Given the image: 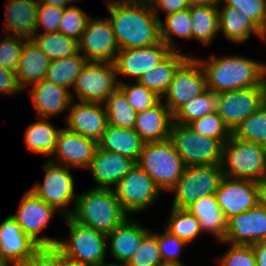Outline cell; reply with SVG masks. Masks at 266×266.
I'll return each instance as SVG.
<instances>
[{"label": "cell", "mask_w": 266, "mask_h": 266, "mask_svg": "<svg viewBox=\"0 0 266 266\" xmlns=\"http://www.w3.org/2000/svg\"><path fill=\"white\" fill-rule=\"evenodd\" d=\"M119 50L152 46L160 41L159 19L146 3H106Z\"/></svg>", "instance_id": "obj_1"}, {"label": "cell", "mask_w": 266, "mask_h": 266, "mask_svg": "<svg viewBox=\"0 0 266 266\" xmlns=\"http://www.w3.org/2000/svg\"><path fill=\"white\" fill-rule=\"evenodd\" d=\"M196 59L204 70L207 89L216 94L259 86L266 80V64L249 57L230 55Z\"/></svg>", "instance_id": "obj_2"}, {"label": "cell", "mask_w": 266, "mask_h": 266, "mask_svg": "<svg viewBox=\"0 0 266 266\" xmlns=\"http://www.w3.org/2000/svg\"><path fill=\"white\" fill-rule=\"evenodd\" d=\"M79 194L71 215L75 221L107 235L127 219L113 189L92 188Z\"/></svg>", "instance_id": "obj_3"}, {"label": "cell", "mask_w": 266, "mask_h": 266, "mask_svg": "<svg viewBox=\"0 0 266 266\" xmlns=\"http://www.w3.org/2000/svg\"><path fill=\"white\" fill-rule=\"evenodd\" d=\"M64 219L69 226L70 240L61 237L54 249L66 259L87 266L106 262L107 235L75 221L71 216Z\"/></svg>", "instance_id": "obj_4"}, {"label": "cell", "mask_w": 266, "mask_h": 266, "mask_svg": "<svg viewBox=\"0 0 266 266\" xmlns=\"http://www.w3.org/2000/svg\"><path fill=\"white\" fill-rule=\"evenodd\" d=\"M223 176L260 181L266 178V147L231 134L223 144Z\"/></svg>", "instance_id": "obj_5"}, {"label": "cell", "mask_w": 266, "mask_h": 266, "mask_svg": "<svg viewBox=\"0 0 266 266\" xmlns=\"http://www.w3.org/2000/svg\"><path fill=\"white\" fill-rule=\"evenodd\" d=\"M161 191L169 192L183 174L185 164L170 139L144 143L137 163Z\"/></svg>", "instance_id": "obj_6"}, {"label": "cell", "mask_w": 266, "mask_h": 266, "mask_svg": "<svg viewBox=\"0 0 266 266\" xmlns=\"http://www.w3.org/2000/svg\"><path fill=\"white\" fill-rule=\"evenodd\" d=\"M185 166L221 165L223 144L196 133L187 125L173 122L169 138Z\"/></svg>", "instance_id": "obj_7"}, {"label": "cell", "mask_w": 266, "mask_h": 266, "mask_svg": "<svg viewBox=\"0 0 266 266\" xmlns=\"http://www.w3.org/2000/svg\"><path fill=\"white\" fill-rule=\"evenodd\" d=\"M69 167L51 162L49 159L43 166L45 177L42 183H36L30 190L59 212L60 217L72 215L78 194L75 195L74 178ZM69 210L66 206L72 204ZM66 207V208H65Z\"/></svg>", "instance_id": "obj_8"}, {"label": "cell", "mask_w": 266, "mask_h": 266, "mask_svg": "<svg viewBox=\"0 0 266 266\" xmlns=\"http://www.w3.org/2000/svg\"><path fill=\"white\" fill-rule=\"evenodd\" d=\"M222 178L221 165L186 166L169 191L175 193L172 207L187 209L198 198L215 195Z\"/></svg>", "instance_id": "obj_9"}, {"label": "cell", "mask_w": 266, "mask_h": 266, "mask_svg": "<svg viewBox=\"0 0 266 266\" xmlns=\"http://www.w3.org/2000/svg\"><path fill=\"white\" fill-rule=\"evenodd\" d=\"M266 102V80L259 86L216 94V112L233 132Z\"/></svg>", "instance_id": "obj_10"}, {"label": "cell", "mask_w": 266, "mask_h": 266, "mask_svg": "<svg viewBox=\"0 0 266 266\" xmlns=\"http://www.w3.org/2000/svg\"><path fill=\"white\" fill-rule=\"evenodd\" d=\"M117 75L114 62L87 61L72 89L78 101L103 103L119 88Z\"/></svg>", "instance_id": "obj_11"}, {"label": "cell", "mask_w": 266, "mask_h": 266, "mask_svg": "<svg viewBox=\"0 0 266 266\" xmlns=\"http://www.w3.org/2000/svg\"><path fill=\"white\" fill-rule=\"evenodd\" d=\"M58 211L46 204L30 189L22 196L15 214L11 215L23 232L40 247L55 248L59 239L42 236L40 233L48 226ZM41 235V236H40Z\"/></svg>", "instance_id": "obj_12"}, {"label": "cell", "mask_w": 266, "mask_h": 266, "mask_svg": "<svg viewBox=\"0 0 266 266\" xmlns=\"http://www.w3.org/2000/svg\"><path fill=\"white\" fill-rule=\"evenodd\" d=\"M113 190L128 214L148 209L161 192L154 180L138 164L128 171Z\"/></svg>", "instance_id": "obj_13"}, {"label": "cell", "mask_w": 266, "mask_h": 266, "mask_svg": "<svg viewBox=\"0 0 266 266\" xmlns=\"http://www.w3.org/2000/svg\"><path fill=\"white\" fill-rule=\"evenodd\" d=\"M207 89L206 76L199 61L190 56L175 72L166 93L161 99L174 114L189 100Z\"/></svg>", "instance_id": "obj_14"}, {"label": "cell", "mask_w": 266, "mask_h": 266, "mask_svg": "<svg viewBox=\"0 0 266 266\" xmlns=\"http://www.w3.org/2000/svg\"><path fill=\"white\" fill-rule=\"evenodd\" d=\"M78 46L79 53L87 61L114 62L119 51L115 34L107 18H89Z\"/></svg>", "instance_id": "obj_15"}, {"label": "cell", "mask_w": 266, "mask_h": 266, "mask_svg": "<svg viewBox=\"0 0 266 266\" xmlns=\"http://www.w3.org/2000/svg\"><path fill=\"white\" fill-rule=\"evenodd\" d=\"M97 148V141L64 127L61 128L55 151L52 154L58 160L50 159V161L69 168L88 169Z\"/></svg>", "instance_id": "obj_16"}, {"label": "cell", "mask_w": 266, "mask_h": 266, "mask_svg": "<svg viewBox=\"0 0 266 266\" xmlns=\"http://www.w3.org/2000/svg\"><path fill=\"white\" fill-rule=\"evenodd\" d=\"M217 203L227 219L255 207L256 181L223 176L215 193Z\"/></svg>", "instance_id": "obj_17"}, {"label": "cell", "mask_w": 266, "mask_h": 266, "mask_svg": "<svg viewBox=\"0 0 266 266\" xmlns=\"http://www.w3.org/2000/svg\"><path fill=\"white\" fill-rule=\"evenodd\" d=\"M171 51L161 40L148 47L121 49L114 61L117 74L133 77L137 81Z\"/></svg>", "instance_id": "obj_18"}, {"label": "cell", "mask_w": 266, "mask_h": 266, "mask_svg": "<svg viewBox=\"0 0 266 266\" xmlns=\"http://www.w3.org/2000/svg\"><path fill=\"white\" fill-rule=\"evenodd\" d=\"M69 109L67 129L98 142L109 125L103 103L72 100Z\"/></svg>", "instance_id": "obj_19"}, {"label": "cell", "mask_w": 266, "mask_h": 266, "mask_svg": "<svg viewBox=\"0 0 266 266\" xmlns=\"http://www.w3.org/2000/svg\"><path fill=\"white\" fill-rule=\"evenodd\" d=\"M266 240V208L257 204L228 219L226 237L222 244L253 245Z\"/></svg>", "instance_id": "obj_20"}, {"label": "cell", "mask_w": 266, "mask_h": 266, "mask_svg": "<svg viewBox=\"0 0 266 266\" xmlns=\"http://www.w3.org/2000/svg\"><path fill=\"white\" fill-rule=\"evenodd\" d=\"M29 88L32 105L38 117L51 118L69 109L73 94L65 87L43 79Z\"/></svg>", "instance_id": "obj_21"}, {"label": "cell", "mask_w": 266, "mask_h": 266, "mask_svg": "<svg viewBox=\"0 0 266 266\" xmlns=\"http://www.w3.org/2000/svg\"><path fill=\"white\" fill-rule=\"evenodd\" d=\"M136 163L129 157L97 148L88 169L97 187L113 189Z\"/></svg>", "instance_id": "obj_22"}, {"label": "cell", "mask_w": 266, "mask_h": 266, "mask_svg": "<svg viewBox=\"0 0 266 266\" xmlns=\"http://www.w3.org/2000/svg\"><path fill=\"white\" fill-rule=\"evenodd\" d=\"M173 114L162 99L153 107L137 113L134 130L144 143L165 141L170 138Z\"/></svg>", "instance_id": "obj_23"}, {"label": "cell", "mask_w": 266, "mask_h": 266, "mask_svg": "<svg viewBox=\"0 0 266 266\" xmlns=\"http://www.w3.org/2000/svg\"><path fill=\"white\" fill-rule=\"evenodd\" d=\"M149 231L138 222L127 218L107 234V249L116 263L127 264Z\"/></svg>", "instance_id": "obj_24"}, {"label": "cell", "mask_w": 266, "mask_h": 266, "mask_svg": "<svg viewBox=\"0 0 266 266\" xmlns=\"http://www.w3.org/2000/svg\"><path fill=\"white\" fill-rule=\"evenodd\" d=\"M36 0H8L5 8V34L31 39L36 33Z\"/></svg>", "instance_id": "obj_25"}, {"label": "cell", "mask_w": 266, "mask_h": 266, "mask_svg": "<svg viewBox=\"0 0 266 266\" xmlns=\"http://www.w3.org/2000/svg\"><path fill=\"white\" fill-rule=\"evenodd\" d=\"M217 4L219 12V32H223L225 38L239 44L247 41L251 33L266 40V34L247 15L231 6ZM222 7V8H221ZM221 8V9H220Z\"/></svg>", "instance_id": "obj_26"}, {"label": "cell", "mask_w": 266, "mask_h": 266, "mask_svg": "<svg viewBox=\"0 0 266 266\" xmlns=\"http://www.w3.org/2000/svg\"><path fill=\"white\" fill-rule=\"evenodd\" d=\"M186 210L197 218L202 232L212 233L218 241H224L228 219L220 209L216 195L202 196Z\"/></svg>", "instance_id": "obj_27"}, {"label": "cell", "mask_w": 266, "mask_h": 266, "mask_svg": "<svg viewBox=\"0 0 266 266\" xmlns=\"http://www.w3.org/2000/svg\"><path fill=\"white\" fill-rule=\"evenodd\" d=\"M40 246L26 235L10 215L0 224V254L9 262L31 255Z\"/></svg>", "instance_id": "obj_28"}, {"label": "cell", "mask_w": 266, "mask_h": 266, "mask_svg": "<svg viewBox=\"0 0 266 266\" xmlns=\"http://www.w3.org/2000/svg\"><path fill=\"white\" fill-rule=\"evenodd\" d=\"M51 60L29 39L21 52L19 65L15 71L19 87L23 90L45 78Z\"/></svg>", "instance_id": "obj_29"}, {"label": "cell", "mask_w": 266, "mask_h": 266, "mask_svg": "<svg viewBox=\"0 0 266 266\" xmlns=\"http://www.w3.org/2000/svg\"><path fill=\"white\" fill-rule=\"evenodd\" d=\"M178 51L172 50L163 60L153 66L149 72L142 74L137 82L154 91L162 98L168 90L177 69L190 57V55Z\"/></svg>", "instance_id": "obj_30"}, {"label": "cell", "mask_w": 266, "mask_h": 266, "mask_svg": "<svg viewBox=\"0 0 266 266\" xmlns=\"http://www.w3.org/2000/svg\"><path fill=\"white\" fill-rule=\"evenodd\" d=\"M143 145L144 142L134 129H124L112 125L107 126L98 141V148L129 157L135 163L140 157Z\"/></svg>", "instance_id": "obj_31"}, {"label": "cell", "mask_w": 266, "mask_h": 266, "mask_svg": "<svg viewBox=\"0 0 266 266\" xmlns=\"http://www.w3.org/2000/svg\"><path fill=\"white\" fill-rule=\"evenodd\" d=\"M38 120L25 129V145L35 154H41L47 157L52 156L61 129L55 128L49 122V118L38 117Z\"/></svg>", "instance_id": "obj_32"}, {"label": "cell", "mask_w": 266, "mask_h": 266, "mask_svg": "<svg viewBox=\"0 0 266 266\" xmlns=\"http://www.w3.org/2000/svg\"><path fill=\"white\" fill-rule=\"evenodd\" d=\"M192 39L210 45L219 34V12L217 4L190 6Z\"/></svg>", "instance_id": "obj_33"}, {"label": "cell", "mask_w": 266, "mask_h": 266, "mask_svg": "<svg viewBox=\"0 0 266 266\" xmlns=\"http://www.w3.org/2000/svg\"><path fill=\"white\" fill-rule=\"evenodd\" d=\"M31 40L51 61L79 52L78 41L61 32L35 33Z\"/></svg>", "instance_id": "obj_34"}, {"label": "cell", "mask_w": 266, "mask_h": 266, "mask_svg": "<svg viewBox=\"0 0 266 266\" xmlns=\"http://www.w3.org/2000/svg\"><path fill=\"white\" fill-rule=\"evenodd\" d=\"M86 62L87 60L79 52L69 57L52 60L44 79L70 90Z\"/></svg>", "instance_id": "obj_35"}, {"label": "cell", "mask_w": 266, "mask_h": 266, "mask_svg": "<svg viewBox=\"0 0 266 266\" xmlns=\"http://www.w3.org/2000/svg\"><path fill=\"white\" fill-rule=\"evenodd\" d=\"M160 40L171 50L178 48L173 40V36L182 39L192 40V19L190 8L181 10L165 17V21H159Z\"/></svg>", "instance_id": "obj_36"}, {"label": "cell", "mask_w": 266, "mask_h": 266, "mask_svg": "<svg viewBox=\"0 0 266 266\" xmlns=\"http://www.w3.org/2000/svg\"><path fill=\"white\" fill-rule=\"evenodd\" d=\"M109 125L134 129L137 112L130 106L125 94L118 88L103 102Z\"/></svg>", "instance_id": "obj_37"}, {"label": "cell", "mask_w": 266, "mask_h": 266, "mask_svg": "<svg viewBox=\"0 0 266 266\" xmlns=\"http://www.w3.org/2000/svg\"><path fill=\"white\" fill-rule=\"evenodd\" d=\"M214 111H216V93L206 89L180 107L173 114V122L188 125L190 122Z\"/></svg>", "instance_id": "obj_38"}, {"label": "cell", "mask_w": 266, "mask_h": 266, "mask_svg": "<svg viewBox=\"0 0 266 266\" xmlns=\"http://www.w3.org/2000/svg\"><path fill=\"white\" fill-rule=\"evenodd\" d=\"M165 229L188 244L202 234L199 221L186 209L171 207Z\"/></svg>", "instance_id": "obj_39"}, {"label": "cell", "mask_w": 266, "mask_h": 266, "mask_svg": "<svg viewBox=\"0 0 266 266\" xmlns=\"http://www.w3.org/2000/svg\"><path fill=\"white\" fill-rule=\"evenodd\" d=\"M232 134L239 139L266 147V102L242 121Z\"/></svg>", "instance_id": "obj_40"}, {"label": "cell", "mask_w": 266, "mask_h": 266, "mask_svg": "<svg viewBox=\"0 0 266 266\" xmlns=\"http://www.w3.org/2000/svg\"><path fill=\"white\" fill-rule=\"evenodd\" d=\"M119 89L125 94L130 106L137 112H142L145 109L156 105L160 100L154 91L147 89L145 86L134 81L133 84H127L119 79Z\"/></svg>", "instance_id": "obj_41"}, {"label": "cell", "mask_w": 266, "mask_h": 266, "mask_svg": "<svg viewBox=\"0 0 266 266\" xmlns=\"http://www.w3.org/2000/svg\"><path fill=\"white\" fill-rule=\"evenodd\" d=\"M187 126L205 137H212L219 140L222 144H224L232 134L216 111L190 122Z\"/></svg>", "instance_id": "obj_42"}, {"label": "cell", "mask_w": 266, "mask_h": 266, "mask_svg": "<svg viewBox=\"0 0 266 266\" xmlns=\"http://www.w3.org/2000/svg\"><path fill=\"white\" fill-rule=\"evenodd\" d=\"M162 256L157 243V233L149 231L131 257L127 266H161Z\"/></svg>", "instance_id": "obj_43"}, {"label": "cell", "mask_w": 266, "mask_h": 266, "mask_svg": "<svg viewBox=\"0 0 266 266\" xmlns=\"http://www.w3.org/2000/svg\"><path fill=\"white\" fill-rule=\"evenodd\" d=\"M90 16L80 7H65L59 32L77 41L80 40Z\"/></svg>", "instance_id": "obj_44"}, {"label": "cell", "mask_w": 266, "mask_h": 266, "mask_svg": "<svg viewBox=\"0 0 266 266\" xmlns=\"http://www.w3.org/2000/svg\"><path fill=\"white\" fill-rule=\"evenodd\" d=\"M29 39L7 34L0 40V66L16 71L24 44Z\"/></svg>", "instance_id": "obj_45"}, {"label": "cell", "mask_w": 266, "mask_h": 266, "mask_svg": "<svg viewBox=\"0 0 266 266\" xmlns=\"http://www.w3.org/2000/svg\"><path fill=\"white\" fill-rule=\"evenodd\" d=\"M247 15L266 34V0H219Z\"/></svg>", "instance_id": "obj_46"}, {"label": "cell", "mask_w": 266, "mask_h": 266, "mask_svg": "<svg viewBox=\"0 0 266 266\" xmlns=\"http://www.w3.org/2000/svg\"><path fill=\"white\" fill-rule=\"evenodd\" d=\"M229 244V249L217 260L218 266H257L252 245Z\"/></svg>", "instance_id": "obj_47"}, {"label": "cell", "mask_w": 266, "mask_h": 266, "mask_svg": "<svg viewBox=\"0 0 266 266\" xmlns=\"http://www.w3.org/2000/svg\"><path fill=\"white\" fill-rule=\"evenodd\" d=\"M159 233H157V243L163 263H183L179 256L182 248L188 243L171 234L165 228L162 233Z\"/></svg>", "instance_id": "obj_48"}, {"label": "cell", "mask_w": 266, "mask_h": 266, "mask_svg": "<svg viewBox=\"0 0 266 266\" xmlns=\"http://www.w3.org/2000/svg\"><path fill=\"white\" fill-rule=\"evenodd\" d=\"M63 7H56L47 4H38L37 6V21H36V33L43 32H59L60 22L63 16Z\"/></svg>", "instance_id": "obj_49"}, {"label": "cell", "mask_w": 266, "mask_h": 266, "mask_svg": "<svg viewBox=\"0 0 266 266\" xmlns=\"http://www.w3.org/2000/svg\"><path fill=\"white\" fill-rule=\"evenodd\" d=\"M52 249L51 247H39L27 257L9 261L8 266H47Z\"/></svg>", "instance_id": "obj_50"}, {"label": "cell", "mask_w": 266, "mask_h": 266, "mask_svg": "<svg viewBox=\"0 0 266 266\" xmlns=\"http://www.w3.org/2000/svg\"><path fill=\"white\" fill-rule=\"evenodd\" d=\"M149 3L159 21L162 20L158 14L159 10L165 12L167 16L169 14L190 8L188 0H150Z\"/></svg>", "instance_id": "obj_51"}, {"label": "cell", "mask_w": 266, "mask_h": 266, "mask_svg": "<svg viewBox=\"0 0 266 266\" xmlns=\"http://www.w3.org/2000/svg\"><path fill=\"white\" fill-rule=\"evenodd\" d=\"M20 91L15 72L0 66V95L12 96Z\"/></svg>", "instance_id": "obj_52"}, {"label": "cell", "mask_w": 266, "mask_h": 266, "mask_svg": "<svg viewBox=\"0 0 266 266\" xmlns=\"http://www.w3.org/2000/svg\"><path fill=\"white\" fill-rule=\"evenodd\" d=\"M47 266H87V265L68 260L53 248Z\"/></svg>", "instance_id": "obj_53"}, {"label": "cell", "mask_w": 266, "mask_h": 266, "mask_svg": "<svg viewBox=\"0 0 266 266\" xmlns=\"http://www.w3.org/2000/svg\"><path fill=\"white\" fill-rule=\"evenodd\" d=\"M257 266H266V240L252 245Z\"/></svg>", "instance_id": "obj_54"}, {"label": "cell", "mask_w": 266, "mask_h": 266, "mask_svg": "<svg viewBox=\"0 0 266 266\" xmlns=\"http://www.w3.org/2000/svg\"><path fill=\"white\" fill-rule=\"evenodd\" d=\"M257 203L266 208V178L256 182Z\"/></svg>", "instance_id": "obj_55"}, {"label": "cell", "mask_w": 266, "mask_h": 266, "mask_svg": "<svg viewBox=\"0 0 266 266\" xmlns=\"http://www.w3.org/2000/svg\"><path fill=\"white\" fill-rule=\"evenodd\" d=\"M36 1L38 4H47V5L65 8V7L74 6L73 4L70 5V3H73L75 1L77 2L78 0H36Z\"/></svg>", "instance_id": "obj_56"}, {"label": "cell", "mask_w": 266, "mask_h": 266, "mask_svg": "<svg viewBox=\"0 0 266 266\" xmlns=\"http://www.w3.org/2000/svg\"><path fill=\"white\" fill-rule=\"evenodd\" d=\"M190 6L218 4L219 0H188Z\"/></svg>", "instance_id": "obj_57"}, {"label": "cell", "mask_w": 266, "mask_h": 266, "mask_svg": "<svg viewBox=\"0 0 266 266\" xmlns=\"http://www.w3.org/2000/svg\"><path fill=\"white\" fill-rule=\"evenodd\" d=\"M150 0H106V3H146Z\"/></svg>", "instance_id": "obj_58"}, {"label": "cell", "mask_w": 266, "mask_h": 266, "mask_svg": "<svg viewBox=\"0 0 266 266\" xmlns=\"http://www.w3.org/2000/svg\"><path fill=\"white\" fill-rule=\"evenodd\" d=\"M99 266H127L126 264H122V263H116V262H112V263H107L104 262L102 264H100Z\"/></svg>", "instance_id": "obj_59"}, {"label": "cell", "mask_w": 266, "mask_h": 266, "mask_svg": "<svg viewBox=\"0 0 266 266\" xmlns=\"http://www.w3.org/2000/svg\"><path fill=\"white\" fill-rule=\"evenodd\" d=\"M0 266H8V261L0 254Z\"/></svg>", "instance_id": "obj_60"}, {"label": "cell", "mask_w": 266, "mask_h": 266, "mask_svg": "<svg viewBox=\"0 0 266 266\" xmlns=\"http://www.w3.org/2000/svg\"><path fill=\"white\" fill-rule=\"evenodd\" d=\"M161 266H185L183 263H163Z\"/></svg>", "instance_id": "obj_61"}]
</instances>
